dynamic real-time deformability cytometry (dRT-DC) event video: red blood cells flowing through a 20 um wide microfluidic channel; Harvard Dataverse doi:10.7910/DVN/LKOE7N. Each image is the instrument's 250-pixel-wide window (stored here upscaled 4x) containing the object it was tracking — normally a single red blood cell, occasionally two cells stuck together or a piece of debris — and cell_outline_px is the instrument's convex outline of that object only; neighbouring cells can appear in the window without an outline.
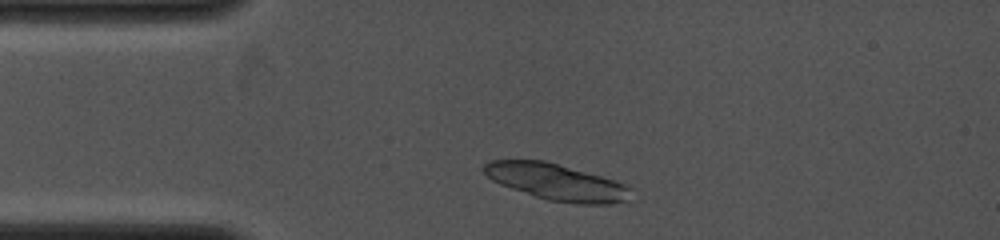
{"species": "common noctule bat (a hibernating species)", "species_latin": "Nyctalus noctula", "temperature_condition": "cold", "stored_images_in_passage": 4, "camera_frame_rate_fps": 4000, "um_per_image_px": 0.085, "animal": {"sex": "female", "body_mass_g": 19.0, "forearm_length_mm": 53.3}, "frame": {"image": 1, "passage_image": 2, "time_ms": 0.5, "image_size_px": [1000, 240], "cell_outline_px": [[636, 188], [628, 200], [612, 204], [580, 204], [548, 200], [500, 184], [492, 180], [480, 168], [488, 160], [544, 160], [600, 176]], "centroid_in_image_um": [47.33, 15.47], "position_along_channel_um": 37.7, "area_um2": 31.1}}